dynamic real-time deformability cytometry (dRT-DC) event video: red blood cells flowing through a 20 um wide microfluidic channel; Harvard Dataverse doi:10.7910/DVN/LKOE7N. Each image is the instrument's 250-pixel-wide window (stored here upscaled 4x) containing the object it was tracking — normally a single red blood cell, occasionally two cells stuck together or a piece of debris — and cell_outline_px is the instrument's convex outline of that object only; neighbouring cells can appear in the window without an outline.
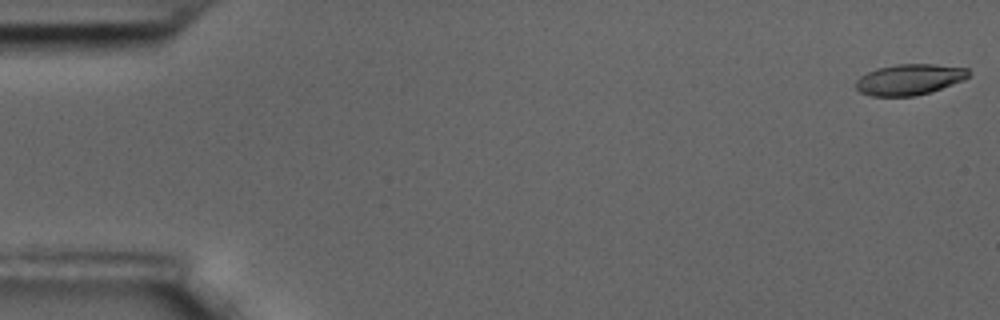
{"species": "common noctule bat (a hibernating species)", "species_latin": "Nyctalus noctula", "temperature_condition": "room temperature", "stored_images_in_passage": 58, "camera_frame_rate_fps": 3000, "um_per_image_px": 0.085, "animal": {"sex": "male", "body_mass_g": 17.5, "forearm_length_mm": 52.3}, "frame": {"image": 1, "passage_image": 1, "time_ms": 0.0, "image_size_px": [1000, 320], "cell_outline_px": [[968, 76], [964, 80], [916, 96], [872, 96], [860, 92], [856, 88], [856, 80], [860, 76], [876, 68], [896, 64], [936, 64], [968, 68]], "centroid_in_image_um": [77.27, 6.75], "position_along_channel_um": 7.7, "area_um2": 20.17}}
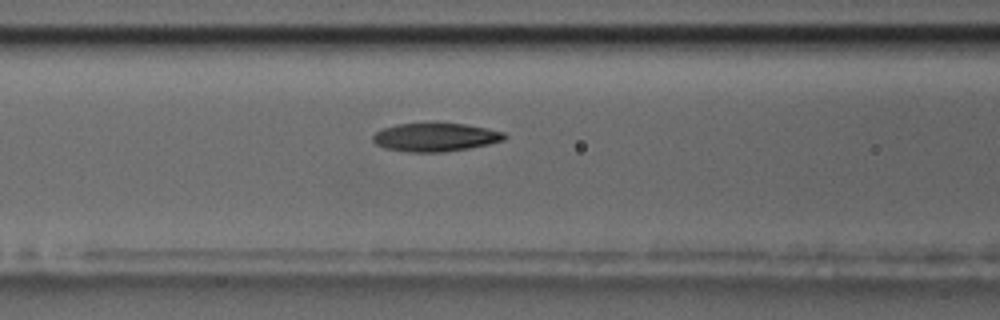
{"frame": {"image": 2, "passage_image": 24, "time_ms": 7.667, "image_size_px": [1000, 320], "cell_outline_px": [[508, 136], [504, 140], [488, 144], [468, 148], [444, 152], [408, 152], [384, 148], [376, 144], [372, 140], [372, 136], [376, 132], [384, 128], [396, 124], [464, 124], [488, 128], [504, 132]], "centroid_in_image_um": [37.01, 11.67], "position_along_channel_um": 129.6, "area_um2": 21.62}}
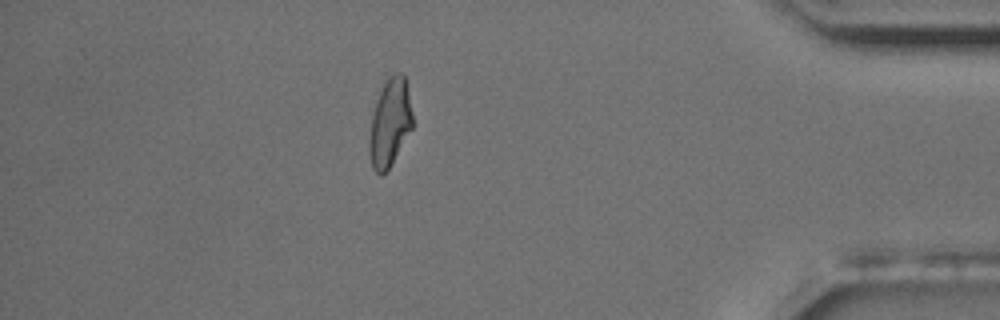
{"frame": {"image": 3, "passage_image": 51, "time_ms": 16.667, "image_size_px": [1000, 320], "cell_outline_px": [[412, 128], [388, 168], [380, 176], [372, 168], [368, 152], [368, 140], [372, 116], [376, 100], [388, 76], [396, 72], [400, 72], [404, 76], [412, 112]], "centroid_in_image_um": [33.11, 10.44], "position_along_channel_um": 402.1, "area_um2": 21.79}, "authors_computed_cell_mechanics": {"area_um2": 21.964, "velocity_mm_per_s": 3.4846, "shape_relaxation_time_tau1_ms": 7.205, "shape_relaxation_time_tau2_ms": 2.9026, "deformation_change_tau1": 0.2039, "deformation_change_tau2": 0.0878}}